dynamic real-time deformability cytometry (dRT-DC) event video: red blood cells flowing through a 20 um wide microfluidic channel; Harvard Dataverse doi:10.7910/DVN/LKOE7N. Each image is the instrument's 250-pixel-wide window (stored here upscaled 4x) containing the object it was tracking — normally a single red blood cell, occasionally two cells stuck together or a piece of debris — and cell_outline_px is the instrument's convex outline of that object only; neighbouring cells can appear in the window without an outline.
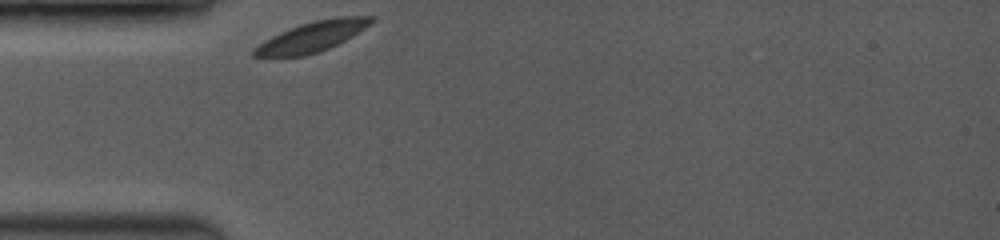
{"species": "common noctule bat (a hibernating species)", "species_latin": "Nyctalus noctula", "temperature_condition": "room temperature", "stored_images_in_passage": 34, "camera_frame_rate_fps": 3500, "um_per_image_px": 0.085, "animal": {"sex": "female", "body_mass_g": 19.0, "forearm_length_mm": 53.3}, "frame": {"image": 1, "passage_image": 1, "time_ms": 0.0, "image_size_px": [1000, 240], "cell_outline_px": [[376, 20], [352, 36], [320, 52], [304, 56], [252, 56], [252, 48], [264, 40], [288, 28], [312, 20], [336, 16], [376, 16]], "centroid_in_image_um": [26.53, 3.09], "position_along_channel_um": 58.5, "area_um2": 20.69}}
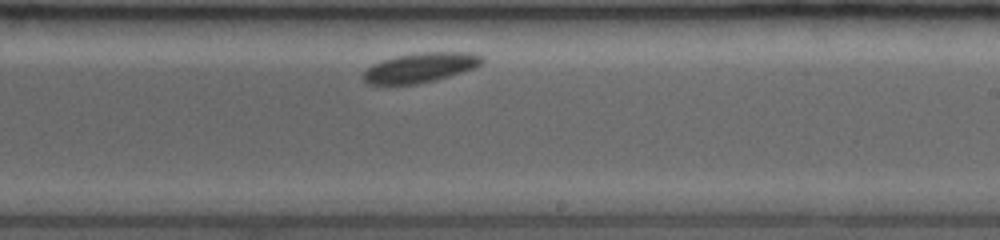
{"frame": {"image": 2, "passage_image": 20, "time_ms": 5.429, "image_size_px": [1000, 240], "cell_outline_px": [[484, 60], [476, 68], [436, 80], [420, 84], [368, 84], [360, 76], [372, 64], [396, 56], [420, 52], [472, 52], [484, 56]], "centroid_in_image_um": [35.77, 5.74], "position_along_channel_um": 253.2, "area_um2": 20.69}}
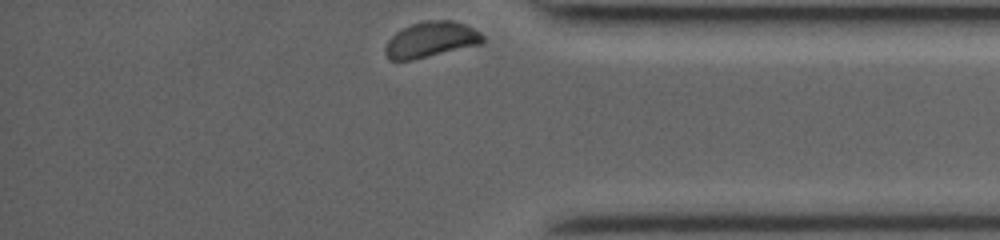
{"frame": {"image": 3, "passage_image": 34, "time_ms": 9.429, "image_size_px": [1000, 240], "cell_outline_px": [[484, 44], [412, 60], [388, 60], [384, 52], [384, 48], [388, 40], [396, 32], [412, 24], [424, 20], [452, 20], [464, 24], [480, 32], [484, 36]], "centroid_in_image_um": [36.65, 3.38], "position_along_channel_um": 398.6, "area_um2": 20.4}, "authors_computed_cell_mechanics": {"area_um2": 20.7502, "velocity_mm_per_s": 3.6664, "shape_relaxation_time_tau1_ms": 0.7725, "shape_relaxation_time_tau2_ms": null, "deformation_change_tau1": 0.0297, "deformation_change_tau2": null}}